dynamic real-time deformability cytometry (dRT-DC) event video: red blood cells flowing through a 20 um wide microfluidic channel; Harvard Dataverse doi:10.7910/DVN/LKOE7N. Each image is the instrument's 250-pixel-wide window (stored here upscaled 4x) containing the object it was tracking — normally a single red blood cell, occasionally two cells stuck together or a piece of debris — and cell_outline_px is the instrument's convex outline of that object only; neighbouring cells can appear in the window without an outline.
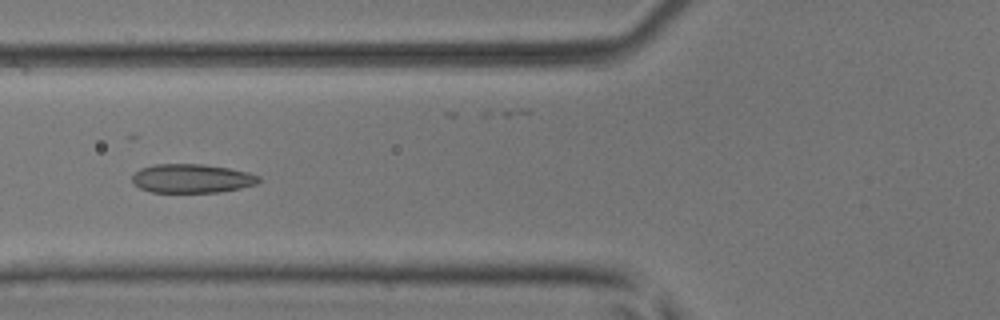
{"species": "common noctule bat (a hibernating species)", "species_latin": "Nyctalus noctula", "temperature_condition": "room temperature", "stored_images_in_passage": 42, "camera_frame_rate_fps": 3000, "um_per_image_px": 0.085, "animal": {"sex": "male", "body_mass_g": 17.9, "forearm_length_mm": 54.2}, "frame": {"image": 1, "passage_image": 20, "time_ms": 6.333, "image_size_px": [1000, 320], "cell_outline_px": [[260, 180], [256, 184], [240, 188], [220, 192], [152, 192], [140, 188], [132, 184], [132, 176], [140, 168], [156, 164], [204, 164], [228, 168], [248, 172], [260, 176]], "centroid_in_image_um": [16.29, 15.17], "position_along_channel_um": 109.5, "area_um2": 21.33}}
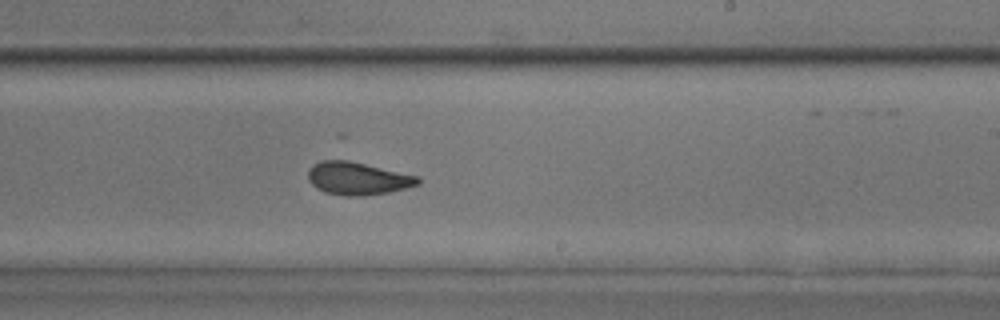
{"frame": {"image": 2, "passage_image": 31, "time_ms": 10.0, "image_size_px": [1000, 320], "cell_outline_px": [[420, 184], [408, 188], [388, 192], [364, 196], [344, 196], [324, 192], [316, 188], [308, 180], [308, 172], [312, 164], [320, 160], [348, 160], [420, 176]], "centroid_in_image_um": [30.41, 15.17], "position_along_channel_um": 258.6, "area_um2": 21.21}}
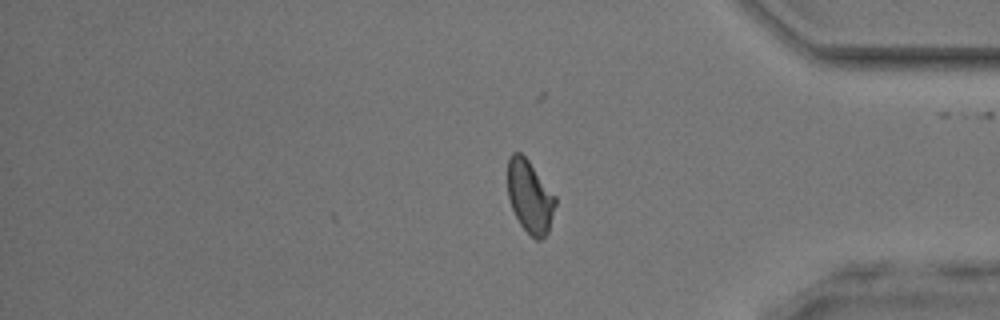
{"frame": {"image": 3, "passage_image": 42, "time_ms": 13.667, "image_size_px": [1000, 320], "cell_outline_px": [[556, 204], [548, 232], [540, 240], [536, 240], [520, 224], [512, 208], [508, 196], [508, 156], [512, 152], [520, 152], [528, 160], [556, 196]], "centroid_in_image_um": [45.04, 16.69], "position_along_channel_um": 390.2, "area_um2": 20.06}, "authors_computed_cell_mechanics": {"area_um2": 21.5594, "velocity_mm_per_s": 4.082, "shape_relaxation_time_tau1_ms": 4.4507, "shape_relaxation_time_tau2_ms": 1.4394, "deformation_change_tau1": 0.132, "deformation_change_tau2": 0.0612}}